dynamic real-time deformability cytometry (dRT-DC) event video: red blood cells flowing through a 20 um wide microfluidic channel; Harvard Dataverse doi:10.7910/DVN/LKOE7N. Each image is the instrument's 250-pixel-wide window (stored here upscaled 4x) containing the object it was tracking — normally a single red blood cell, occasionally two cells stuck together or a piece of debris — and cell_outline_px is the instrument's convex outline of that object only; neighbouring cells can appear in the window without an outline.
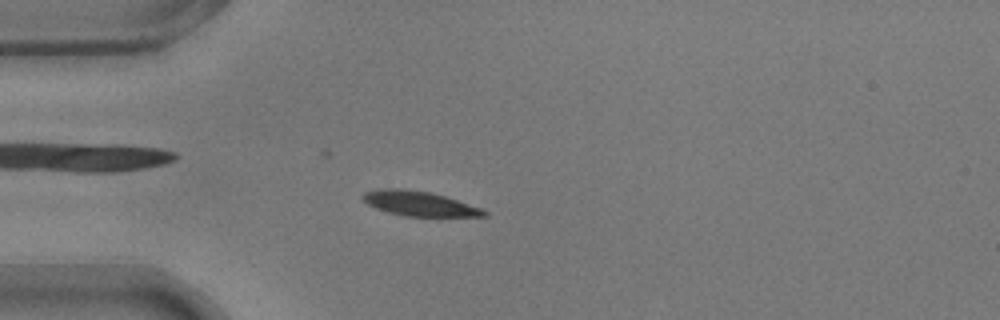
{"species": "common noctule bat (a hibernating species)", "species_latin": "Nyctalus noctula", "temperature_condition": "warm", "stored_images_in_passage": 52, "camera_frame_rate_fps": 3000, "um_per_image_px": 0.085, "animal": {"sex": "male", "body_mass_g": 17.9}, "frame": {"image": 1, "passage_image": 15, "time_ms": 4.667, "image_size_px": [1000, 320], "cell_outline_px": [[488, 216], [404, 216], [388, 212], [376, 208], [368, 204], [364, 200], [364, 192], [380, 188], [404, 188], [428, 192], [444, 196], [480, 208], [488, 212]], "centroid_in_image_um": [35.61, 17.3], "position_along_channel_um": 49.4, "area_um2": 17.17}}
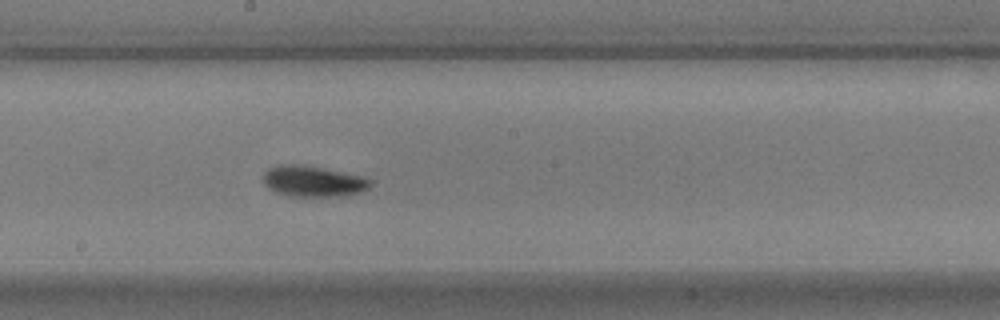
{"frame": {"image": 2, "passage_image": 30, "time_ms": 9.667, "image_size_px": [1000, 320], "cell_outline_px": [[372, 184], [368, 188], [360, 192], [348, 196], [288, 196], [276, 192], [268, 188], [264, 184], [264, 172], [268, 168], [280, 164], [304, 164], [360, 176], [372, 180]], "centroid_in_image_um": [26.6, 15.41], "position_along_channel_um": 221.6, "area_um2": 19.36}}
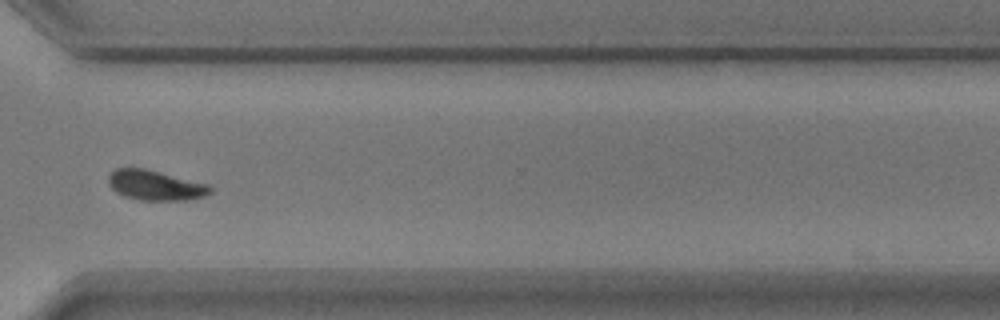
{"frame": {"image": 3, "passage_image": 41, "time_ms": 13.333, "image_size_px": [1000, 320], "cell_outline_px": [[212, 192], [204, 196], [188, 200], [140, 200], [124, 196], [116, 192], [108, 184], [108, 176], [116, 168], [144, 168], [208, 184], [212, 188]], "centroid_in_image_um": [13.2, 15.75], "position_along_channel_um": 357.4, "area_um2": 17.74}}